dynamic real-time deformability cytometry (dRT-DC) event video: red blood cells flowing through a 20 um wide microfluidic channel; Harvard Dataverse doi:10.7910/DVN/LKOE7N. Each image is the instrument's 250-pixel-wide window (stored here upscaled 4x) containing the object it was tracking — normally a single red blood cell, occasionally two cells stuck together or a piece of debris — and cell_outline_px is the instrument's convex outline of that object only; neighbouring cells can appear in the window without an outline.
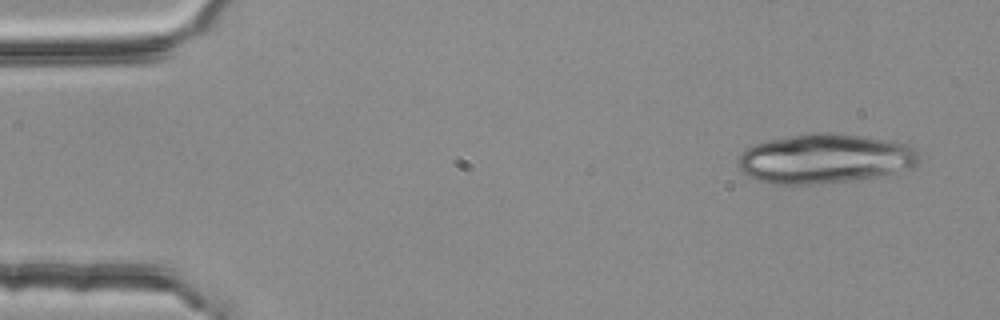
{"species": "common noctule bat (a hibernating species)", "species_latin": "Nyctalus noctula", "temperature_condition": "room temperature", "stored_images_in_passage": 3, "camera_frame_rate_fps": 3000, "um_per_image_px": 0.085, "animal": {"sex": "female", "body_mass_g": 25.1}, "frame": {"image": 1, "passage_image": 1, "time_ms": 0.0, "image_size_px": [1000, 320], "cell_outline_px": [[920, 156], [916, 164], [872, 180], [792, 188], [768, 184], [756, 180], [748, 176], [736, 164], [736, 160], [748, 148], [756, 144], [768, 140], [812, 132], [832, 132], [860, 136], [908, 144], [916, 148]], "centroid_in_image_um": [70.08, 13.56], "position_along_channel_um": 14.9, "area_um2": 53.81}}